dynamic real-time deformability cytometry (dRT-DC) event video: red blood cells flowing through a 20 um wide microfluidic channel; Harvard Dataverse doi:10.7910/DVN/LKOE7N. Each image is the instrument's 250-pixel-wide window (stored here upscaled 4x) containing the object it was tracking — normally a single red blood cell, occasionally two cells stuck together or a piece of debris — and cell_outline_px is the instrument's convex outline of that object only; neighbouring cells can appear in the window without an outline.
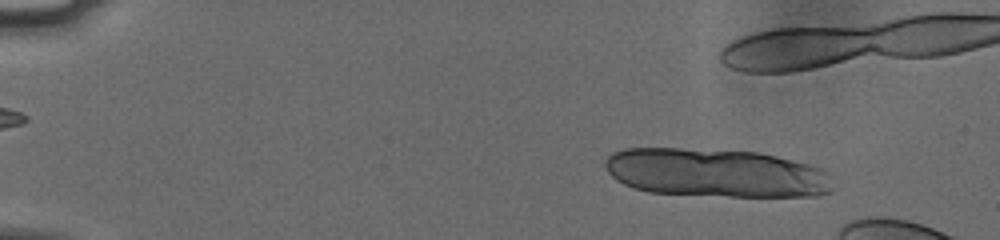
{"species": "human", "species_latin": "Homo sapiens", "temperature_condition": "cold", "stored_images_in_passage": 9, "camera_frame_rate_fps": 3000, "um_per_image_px": 0.085, "donor": {"sex": "male"}, "frame": {"image": 1, "passage_image": 3, "time_ms": 0.667, "image_size_px": [1000, 240], "cell_outline_px": [[832, 188], [828, 192], [816, 196], [732, 196], [648, 192], [632, 188], [616, 180], [608, 172], [604, 164], [604, 160], [612, 152], [624, 148], [680, 148], [760, 152], [808, 164], [820, 168], [828, 172]], "centroid_in_image_um": [60.81, 14.69], "position_along_channel_um": 24.2, "area_um2": 64.45}}